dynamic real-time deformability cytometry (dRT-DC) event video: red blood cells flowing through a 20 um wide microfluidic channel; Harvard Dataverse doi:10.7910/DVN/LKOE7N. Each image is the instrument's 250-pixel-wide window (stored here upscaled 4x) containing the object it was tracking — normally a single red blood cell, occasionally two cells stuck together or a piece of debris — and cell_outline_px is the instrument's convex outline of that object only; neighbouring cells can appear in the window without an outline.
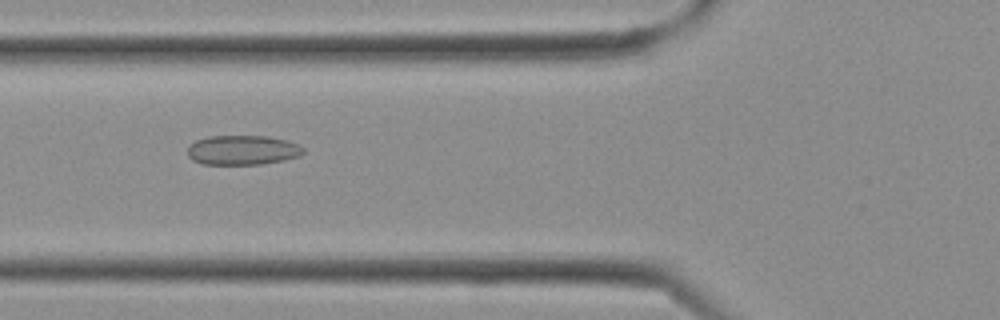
{"species": "Egyptian fruit bat (a non-hibernating species)", "species_latin": "Rousettus aegyptiacus", "temperature_condition": "cold", "stored_images_in_passage": 31, "segment_of_instrument_passage": [1, 2], "camera_frame_rate_fps": 3000, "um_per_image_px": 0.085, "frame": {"image": 1, "passage_image": 11, "time_ms": 3.333, "image_size_px": [1000, 320], "cell_outline_px": [[304, 152], [300, 156], [284, 160], [260, 164], [200, 164], [192, 160], [188, 156], [188, 144], [196, 140], [208, 136], [268, 136], [288, 140], [304, 148]], "centroid_in_image_um": [20.6, 12.75], "position_along_channel_um": 105.2, "area_um2": 20.11}}
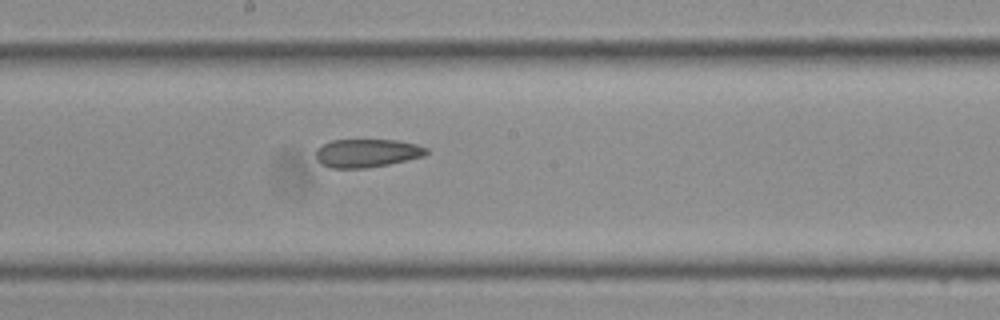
{"frame": {"image": 2, "passage_image": 16, "time_ms": 5.0, "image_size_px": [1000, 320], "cell_outline_px": [[428, 152], [424, 156], [388, 164], [364, 168], [328, 168], [320, 164], [316, 160], [316, 148], [332, 140], [396, 140], [416, 144], [428, 148]], "centroid_in_image_um": [31.15, 13.02], "position_along_channel_um": 217.0, "area_um2": 18.26}}
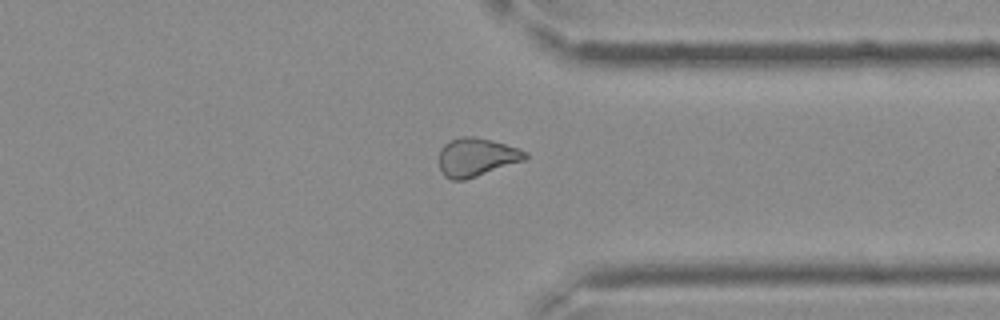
{"frame": {"image": 3, "passage_image": 23, "time_ms": 7.333, "image_size_px": [1000, 320], "cell_outline_px": [[528, 156], [524, 160], [464, 180], [452, 180], [444, 176], [440, 172], [440, 148], [444, 144], [460, 136], [476, 136], [492, 140], [520, 148], [528, 152]], "centroid_in_image_um": [40.5, 13.34], "position_along_channel_um": 370.9, "area_um2": 19.31}}